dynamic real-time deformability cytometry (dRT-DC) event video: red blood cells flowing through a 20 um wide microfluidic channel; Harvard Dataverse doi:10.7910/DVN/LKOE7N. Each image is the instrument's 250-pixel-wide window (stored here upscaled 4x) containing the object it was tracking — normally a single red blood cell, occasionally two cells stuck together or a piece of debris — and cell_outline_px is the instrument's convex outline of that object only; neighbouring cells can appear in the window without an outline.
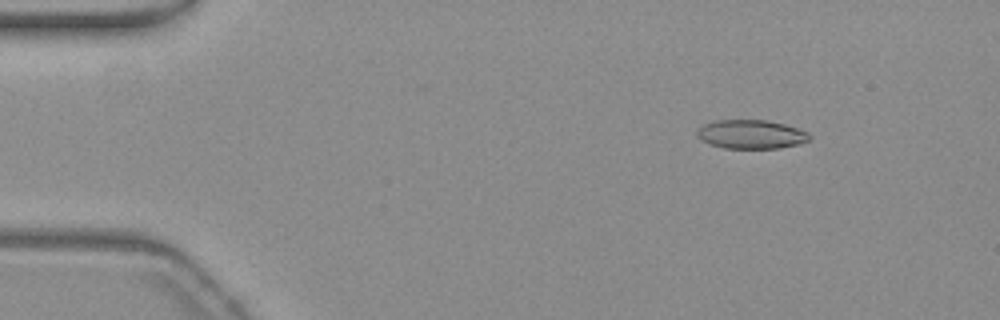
{"species": "common noctule bat (a hibernating species)", "species_latin": "Nyctalus noctula", "temperature_condition": "warm", "stored_images_in_passage": 19, "camera_frame_rate_fps": 3000, "um_per_image_px": 0.085, "animal": {"sex": "female", "body_mass_g": 19.3, "forearm_length_mm": 54.1}, "frame": {"image": 1, "passage_image": 8, "time_ms": 2.333, "image_size_px": [1000, 320], "cell_outline_px": [[812, 136], [808, 140], [796, 144], [780, 148], [724, 148], [708, 144], [700, 140], [696, 136], [696, 132], [704, 124], [716, 120], [768, 120], [784, 124], [808, 132]], "centroid_in_image_um": [63.81, 11.41], "position_along_channel_um": 21.2, "area_um2": 18.9}}
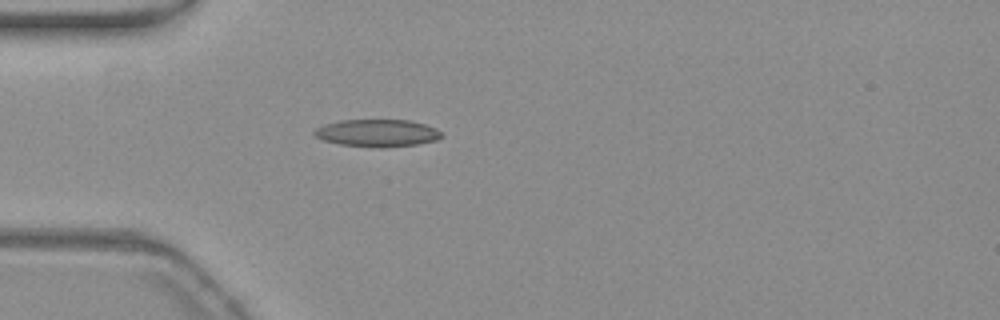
{"frame": {"image": 2, "passage_image": 17, "time_ms": 5.333, "image_size_px": [1000, 320], "cell_outline_px": [[444, 136], [436, 140], [416, 144], [380, 148], [340, 144], [324, 140], [316, 136], [312, 132], [316, 128], [324, 124], [340, 120], [408, 120], [424, 124], [436, 128]], "centroid_in_image_um": [32.06, 11.3], "position_along_channel_um": 52.9, "area_um2": 20.17}}